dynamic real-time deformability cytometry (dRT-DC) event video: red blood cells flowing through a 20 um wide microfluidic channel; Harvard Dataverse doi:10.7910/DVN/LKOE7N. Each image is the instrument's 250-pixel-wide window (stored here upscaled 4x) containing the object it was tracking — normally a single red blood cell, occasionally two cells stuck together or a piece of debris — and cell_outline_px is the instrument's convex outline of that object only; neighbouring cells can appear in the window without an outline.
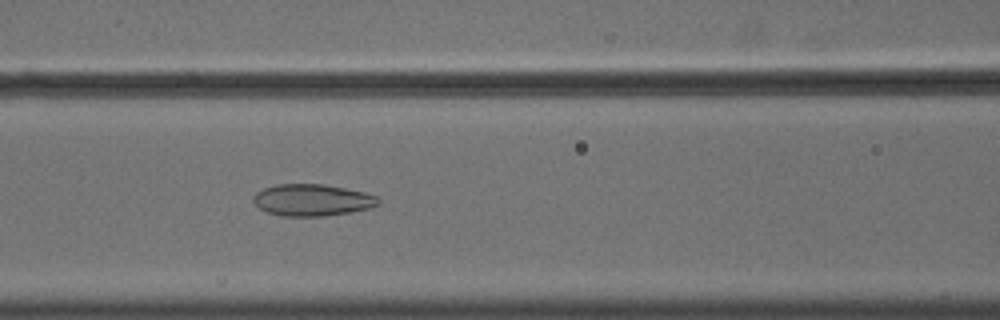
{"species": "common noctule bat (a hibernating species)", "species_latin": "Nyctalus noctula", "temperature_condition": "cold", "stored_images_in_passage": 57, "camera_frame_rate_fps": 3000, "um_per_image_px": 0.085, "animal": {"sex": "male", "body_mass_g": 18.8}, "frame": {"image": 1, "passage_image": 25, "time_ms": 8.0, "image_size_px": [1000, 320], "cell_outline_px": [[380, 204], [372, 208], [324, 216], [284, 216], [268, 212], [260, 208], [252, 200], [252, 196], [256, 192], [264, 188], [276, 184], [324, 184], [364, 192], [376, 196], [380, 200]], "centroid_in_image_um": [26.54, 17.0], "position_along_channel_um": 140.1, "area_um2": 23.12}}
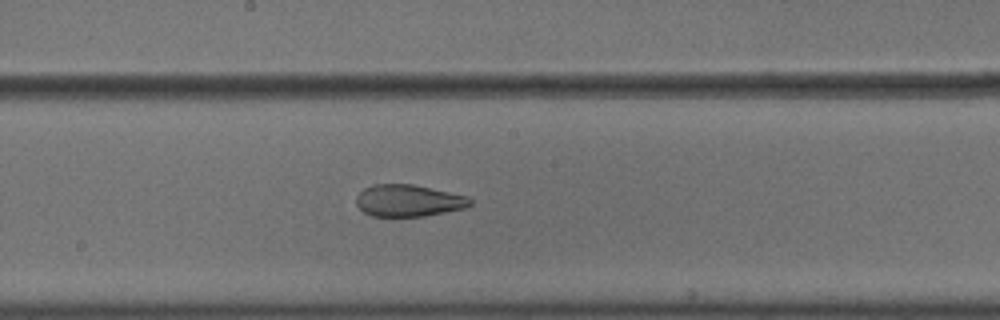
{"frame": {"image": 2, "passage_image": 31, "time_ms": 10.0, "image_size_px": [1000, 320], "cell_outline_px": [[472, 204], [468, 208], [424, 216], [372, 216], [364, 212], [356, 204], [356, 196], [364, 188], [372, 184], [412, 184], [468, 196], [472, 200]], "centroid_in_image_um": [34.74, 17.05], "position_along_channel_um": 213.5, "area_um2": 21.27}}
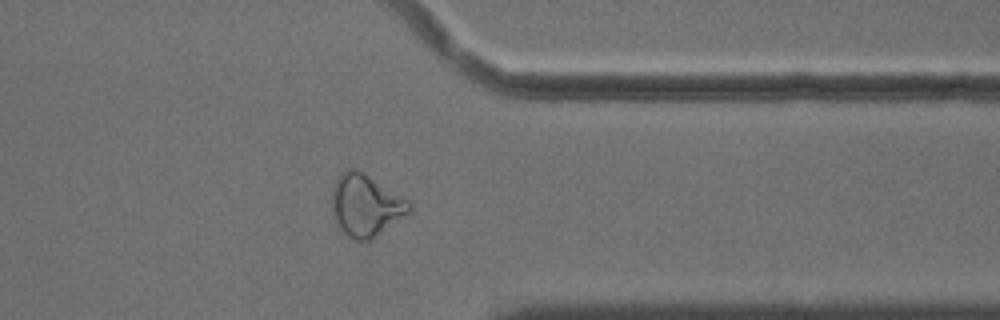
{"frame": {"image": 3, "passage_image": 45, "time_ms": 14.667, "image_size_px": [1000, 320], "cell_outline_px": [[412, 208], [408, 212], [368, 240], [352, 240], [340, 228], [332, 212], [332, 188], [340, 172], [348, 168], [356, 168], [408, 200], [412, 204]], "centroid_in_image_um": [31.03, 17.41], "position_along_channel_um": 380.4, "area_um2": 27.22}}